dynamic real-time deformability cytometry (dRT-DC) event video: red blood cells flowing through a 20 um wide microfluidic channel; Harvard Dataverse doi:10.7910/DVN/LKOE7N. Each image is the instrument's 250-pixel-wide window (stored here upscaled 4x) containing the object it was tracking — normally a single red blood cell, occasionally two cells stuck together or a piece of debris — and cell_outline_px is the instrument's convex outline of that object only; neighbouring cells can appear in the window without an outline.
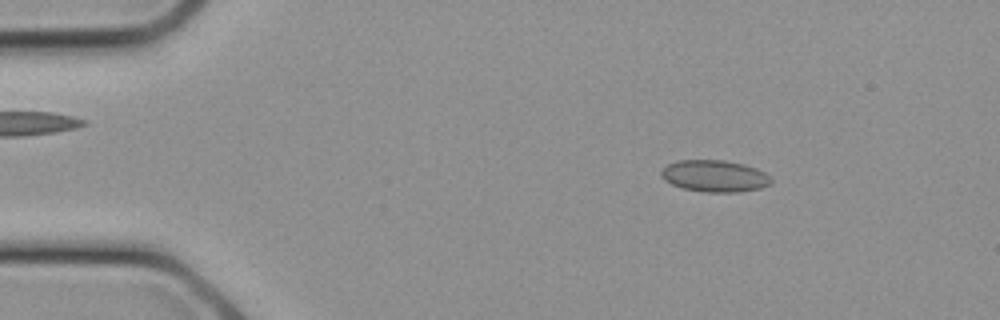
{"species": "common noctule bat (a hibernating species)", "species_latin": "Nyctalus noctula", "temperature_condition": "cold", "stored_images_in_passage": 10, "camera_frame_rate_fps": 3000, "um_per_image_px": 0.085, "animal": {"sex": "female", "body_mass_g": 21.9}, "frame": {"image": 1, "passage_image": 3, "time_ms": 0.667, "image_size_px": [1000, 320], "cell_outline_px": [[772, 180], [768, 184], [760, 188], [740, 192], [708, 192], [680, 188], [664, 180], [660, 176], [660, 172], [668, 164], [676, 160], [724, 160], [744, 164], [756, 168], [764, 172]], "centroid_in_image_um": [60.7, 14.96], "position_along_channel_um": 24.3, "area_um2": 20.35}}
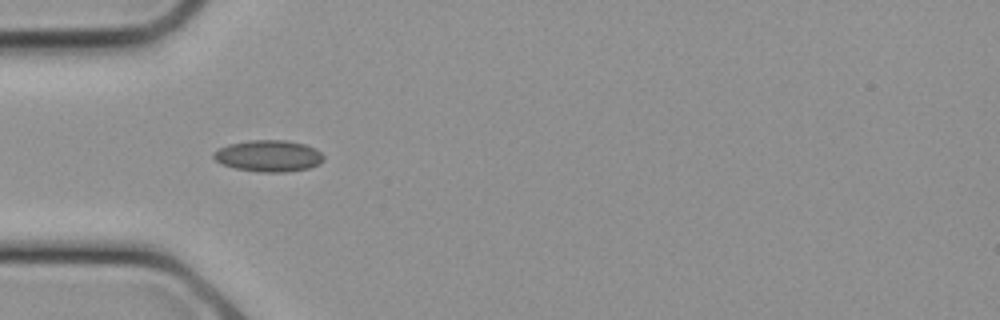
{"frame": {"image": 2, "passage_image": 7, "time_ms": 2.0, "image_size_px": [1000, 320], "cell_outline_px": [[324, 160], [320, 164], [308, 168], [284, 172], [256, 172], [236, 168], [224, 164], [216, 160], [212, 156], [212, 152], [228, 144], [248, 140], [288, 140], [304, 144], [316, 148], [324, 156]], "centroid_in_image_um": [22.85, 13.24], "position_along_channel_um": 62.2, "area_um2": 20.29}}
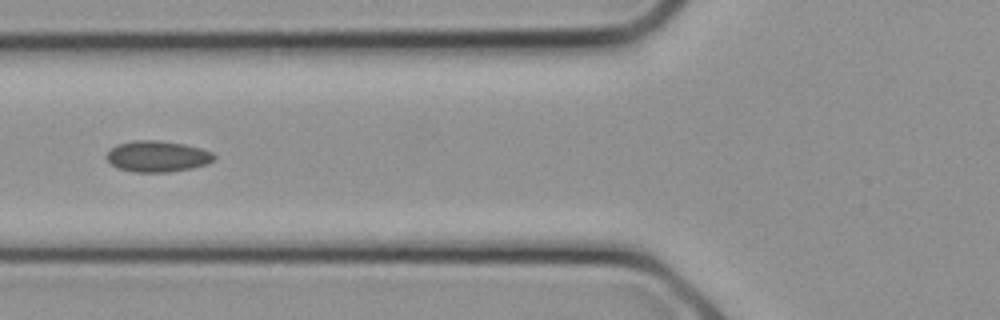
{"frame": {"image": 3, "passage_image": 9, "time_ms": 2.667, "image_size_px": [1000, 320], "cell_outline_px": [[216, 156], [208, 164], [192, 168], [168, 172], [132, 172], [116, 168], [104, 156], [116, 144], [136, 140], [160, 140], [184, 144], [200, 148], [212, 152]], "centroid_in_image_um": [13.36, 13.29], "position_along_channel_um": 112.4, "area_um2": 19.59}}